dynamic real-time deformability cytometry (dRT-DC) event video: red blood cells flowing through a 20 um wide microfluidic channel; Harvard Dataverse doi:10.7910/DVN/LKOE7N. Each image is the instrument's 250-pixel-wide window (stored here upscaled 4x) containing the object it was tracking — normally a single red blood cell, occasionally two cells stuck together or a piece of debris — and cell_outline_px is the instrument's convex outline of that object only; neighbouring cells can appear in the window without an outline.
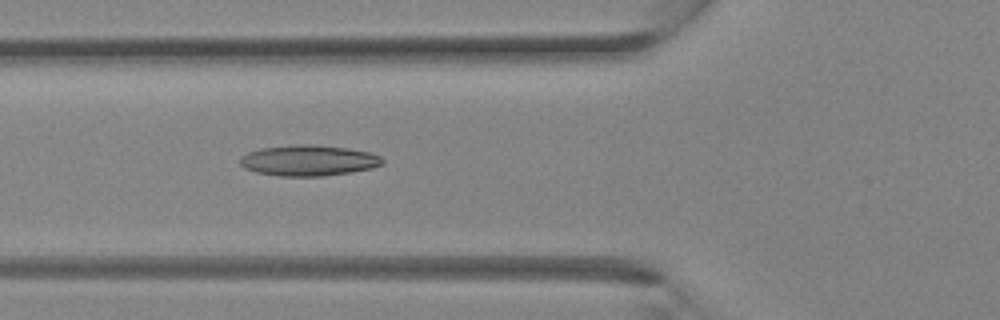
{"species": "Egyptian fruit bat (a non-hibernating species)", "species_latin": "Rousettus aegyptiacus", "temperature_condition": "room temperature", "stored_images_in_passage": 12, "camera_frame_rate_fps": 3000, "um_per_image_px": 0.085, "animal": {"sex": "female"}, "frame": {"image": 1, "passage_image": 12, "time_ms": 3.667, "image_size_px": [1000, 320], "cell_outline_px": [[384, 160], [380, 164], [372, 168], [352, 172], [320, 176], [280, 176], [256, 172], [244, 168], [240, 164], [240, 156], [248, 152], [260, 148], [296, 144], [312, 144], [348, 148], [368, 152], [380, 156]], "centroid_in_image_um": [26.19, 13.63], "position_along_channel_um": 99.6, "area_um2": 25.55}}